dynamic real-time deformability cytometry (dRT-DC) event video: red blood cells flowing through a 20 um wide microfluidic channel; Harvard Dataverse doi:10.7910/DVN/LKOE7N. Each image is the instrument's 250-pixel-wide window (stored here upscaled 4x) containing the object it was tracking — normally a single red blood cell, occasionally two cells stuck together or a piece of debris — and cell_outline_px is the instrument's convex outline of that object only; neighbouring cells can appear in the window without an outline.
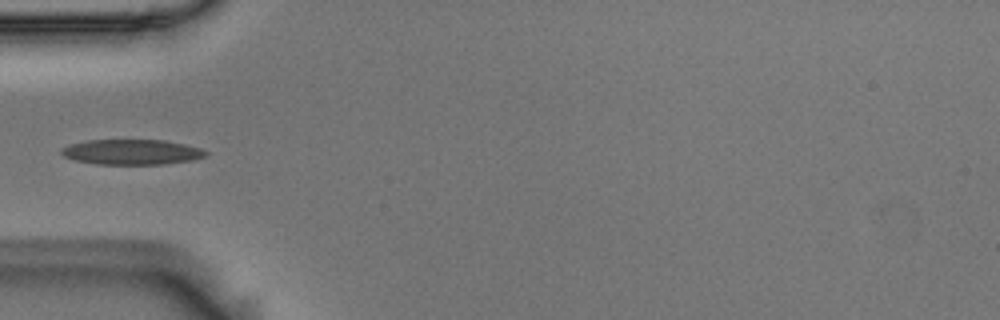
{"species": "Egyptian fruit bat (a non-hibernating species)", "species_latin": "Rousettus aegyptiacus", "temperature_condition": "room temperature", "stored_images_in_passage": 6, "camera_frame_rate_fps": 3000, "um_per_image_px": 0.085, "animal": {"sex": "male"}, "frame": {"image": 1, "passage_image": 5, "time_ms": 1.333, "image_size_px": [1000, 320], "cell_outline_px": [[208, 156], [192, 160], [164, 164], [96, 164], [76, 160], [64, 156], [60, 152], [60, 148], [72, 144], [88, 140], [164, 140], [184, 144], [200, 148], [208, 152]], "centroid_in_image_um": [11.22, 12.92], "position_along_channel_um": 73.8, "area_um2": 21.15}}
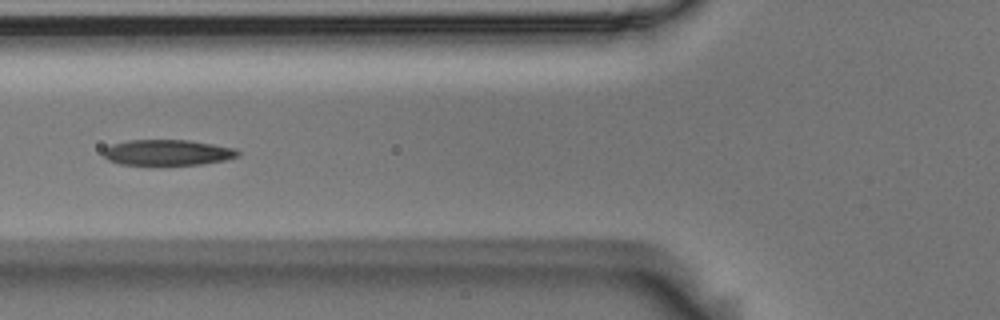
{"frame": {"image": 2, "passage_image": 6, "time_ms": 1.667, "image_size_px": [1000, 320], "cell_outline_px": [[240, 156], [224, 160], [200, 164], [120, 164], [108, 160], [104, 156], [104, 148], [112, 144], [128, 140], [188, 140], [236, 148], [240, 152]], "centroid_in_image_um": [14.25, 12.95], "position_along_channel_um": 111.5, "area_um2": 19.94}}